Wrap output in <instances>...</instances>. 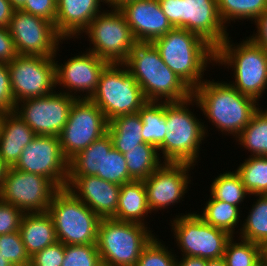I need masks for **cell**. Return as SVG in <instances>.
<instances>
[{"label":"cell","mask_w":267,"mask_h":266,"mask_svg":"<svg viewBox=\"0 0 267 266\" xmlns=\"http://www.w3.org/2000/svg\"><path fill=\"white\" fill-rule=\"evenodd\" d=\"M16 102L11 89L8 63L0 62V110L14 112Z\"/></svg>","instance_id":"obj_43"},{"label":"cell","mask_w":267,"mask_h":266,"mask_svg":"<svg viewBox=\"0 0 267 266\" xmlns=\"http://www.w3.org/2000/svg\"><path fill=\"white\" fill-rule=\"evenodd\" d=\"M263 259L267 264V245L263 246Z\"/></svg>","instance_id":"obj_55"},{"label":"cell","mask_w":267,"mask_h":266,"mask_svg":"<svg viewBox=\"0 0 267 266\" xmlns=\"http://www.w3.org/2000/svg\"><path fill=\"white\" fill-rule=\"evenodd\" d=\"M173 27L197 34L214 49L228 36L218 14L217 0H158Z\"/></svg>","instance_id":"obj_9"},{"label":"cell","mask_w":267,"mask_h":266,"mask_svg":"<svg viewBox=\"0 0 267 266\" xmlns=\"http://www.w3.org/2000/svg\"><path fill=\"white\" fill-rule=\"evenodd\" d=\"M144 224L114 218L101 219L97 248L103 266H136L143 248L154 237Z\"/></svg>","instance_id":"obj_6"},{"label":"cell","mask_w":267,"mask_h":266,"mask_svg":"<svg viewBox=\"0 0 267 266\" xmlns=\"http://www.w3.org/2000/svg\"><path fill=\"white\" fill-rule=\"evenodd\" d=\"M36 136L34 131L15 112H7L0 132V158L8 167L18 161L24 147Z\"/></svg>","instance_id":"obj_23"},{"label":"cell","mask_w":267,"mask_h":266,"mask_svg":"<svg viewBox=\"0 0 267 266\" xmlns=\"http://www.w3.org/2000/svg\"><path fill=\"white\" fill-rule=\"evenodd\" d=\"M66 188L101 219L116 215L121 185L98 176H68Z\"/></svg>","instance_id":"obj_21"},{"label":"cell","mask_w":267,"mask_h":266,"mask_svg":"<svg viewBox=\"0 0 267 266\" xmlns=\"http://www.w3.org/2000/svg\"><path fill=\"white\" fill-rule=\"evenodd\" d=\"M0 254L11 266H30L31 258L19 231L0 235Z\"/></svg>","instance_id":"obj_39"},{"label":"cell","mask_w":267,"mask_h":266,"mask_svg":"<svg viewBox=\"0 0 267 266\" xmlns=\"http://www.w3.org/2000/svg\"><path fill=\"white\" fill-rule=\"evenodd\" d=\"M14 9L8 0H0V27L7 28Z\"/></svg>","instance_id":"obj_47"},{"label":"cell","mask_w":267,"mask_h":266,"mask_svg":"<svg viewBox=\"0 0 267 266\" xmlns=\"http://www.w3.org/2000/svg\"><path fill=\"white\" fill-rule=\"evenodd\" d=\"M7 169H8V166L0 158V185L4 181V178H5V174L7 172Z\"/></svg>","instance_id":"obj_52"},{"label":"cell","mask_w":267,"mask_h":266,"mask_svg":"<svg viewBox=\"0 0 267 266\" xmlns=\"http://www.w3.org/2000/svg\"><path fill=\"white\" fill-rule=\"evenodd\" d=\"M155 235L143 248L136 266H177V257Z\"/></svg>","instance_id":"obj_38"},{"label":"cell","mask_w":267,"mask_h":266,"mask_svg":"<svg viewBox=\"0 0 267 266\" xmlns=\"http://www.w3.org/2000/svg\"><path fill=\"white\" fill-rule=\"evenodd\" d=\"M69 161L58 136L36 135L13 168L48 178L58 189L67 187Z\"/></svg>","instance_id":"obj_15"},{"label":"cell","mask_w":267,"mask_h":266,"mask_svg":"<svg viewBox=\"0 0 267 266\" xmlns=\"http://www.w3.org/2000/svg\"><path fill=\"white\" fill-rule=\"evenodd\" d=\"M0 266H11V264L3 258V256L0 254Z\"/></svg>","instance_id":"obj_53"},{"label":"cell","mask_w":267,"mask_h":266,"mask_svg":"<svg viewBox=\"0 0 267 266\" xmlns=\"http://www.w3.org/2000/svg\"><path fill=\"white\" fill-rule=\"evenodd\" d=\"M235 170L250 195H267V157L248 156Z\"/></svg>","instance_id":"obj_35"},{"label":"cell","mask_w":267,"mask_h":266,"mask_svg":"<svg viewBox=\"0 0 267 266\" xmlns=\"http://www.w3.org/2000/svg\"><path fill=\"white\" fill-rule=\"evenodd\" d=\"M192 95L209 120V123L224 135L236 138L249 124L253 114L259 109V102L241 94L228 82L206 79L194 90Z\"/></svg>","instance_id":"obj_1"},{"label":"cell","mask_w":267,"mask_h":266,"mask_svg":"<svg viewBox=\"0 0 267 266\" xmlns=\"http://www.w3.org/2000/svg\"><path fill=\"white\" fill-rule=\"evenodd\" d=\"M6 112L3 110H0V132H1V127H2V121L5 116Z\"/></svg>","instance_id":"obj_54"},{"label":"cell","mask_w":267,"mask_h":266,"mask_svg":"<svg viewBox=\"0 0 267 266\" xmlns=\"http://www.w3.org/2000/svg\"><path fill=\"white\" fill-rule=\"evenodd\" d=\"M124 64L147 101L178 102L192 95V90L168 68L152 43L137 42Z\"/></svg>","instance_id":"obj_3"},{"label":"cell","mask_w":267,"mask_h":266,"mask_svg":"<svg viewBox=\"0 0 267 266\" xmlns=\"http://www.w3.org/2000/svg\"><path fill=\"white\" fill-rule=\"evenodd\" d=\"M64 245L97 244L101 218L67 188L58 189L47 210Z\"/></svg>","instance_id":"obj_8"},{"label":"cell","mask_w":267,"mask_h":266,"mask_svg":"<svg viewBox=\"0 0 267 266\" xmlns=\"http://www.w3.org/2000/svg\"><path fill=\"white\" fill-rule=\"evenodd\" d=\"M254 24L257 33L253 32L249 38L267 51V9L254 21Z\"/></svg>","instance_id":"obj_46"},{"label":"cell","mask_w":267,"mask_h":266,"mask_svg":"<svg viewBox=\"0 0 267 266\" xmlns=\"http://www.w3.org/2000/svg\"><path fill=\"white\" fill-rule=\"evenodd\" d=\"M101 2L105 0H57L54 27L65 41L80 38L90 22L103 10Z\"/></svg>","instance_id":"obj_22"},{"label":"cell","mask_w":267,"mask_h":266,"mask_svg":"<svg viewBox=\"0 0 267 266\" xmlns=\"http://www.w3.org/2000/svg\"><path fill=\"white\" fill-rule=\"evenodd\" d=\"M118 207L116 215L113 217L116 220L135 222L140 224L146 223L148 214L151 215L147 203V192L144 181H131L121 185L118 199Z\"/></svg>","instance_id":"obj_25"},{"label":"cell","mask_w":267,"mask_h":266,"mask_svg":"<svg viewBox=\"0 0 267 266\" xmlns=\"http://www.w3.org/2000/svg\"><path fill=\"white\" fill-rule=\"evenodd\" d=\"M164 63L191 90L205 79L208 64H215V49L197 34L174 27L151 42Z\"/></svg>","instance_id":"obj_2"},{"label":"cell","mask_w":267,"mask_h":266,"mask_svg":"<svg viewBox=\"0 0 267 266\" xmlns=\"http://www.w3.org/2000/svg\"><path fill=\"white\" fill-rule=\"evenodd\" d=\"M58 188L46 177L8 167L0 185V200L24 213L47 212Z\"/></svg>","instance_id":"obj_12"},{"label":"cell","mask_w":267,"mask_h":266,"mask_svg":"<svg viewBox=\"0 0 267 266\" xmlns=\"http://www.w3.org/2000/svg\"><path fill=\"white\" fill-rule=\"evenodd\" d=\"M210 196L213 199L227 202L231 205L238 206L245 200L244 198L250 197V193L242 183L240 175L236 171H226L220 173L213 179L210 185Z\"/></svg>","instance_id":"obj_32"},{"label":"cell","mask_w":267,"mask_h":266,"mask_svg":"<svg viewBox=\"0 0 267 266\" xmlns=\"http://www.w3.org/2000/svg\"><path fill=\"white\" fill-rule=\"evenodd\" d=\"M59 47L54 55L56 87L60 86L63 90H60V92L76 99H90L97 88L100 74L108 62L99 58L95 53L86 50L79 55L70 57L62 64L56 58L59 54L57 52L60 51ZM77 92L81 94L79 95Z\"/></svg>","instance_id":"obj_18"},{"label":"cell","mask_w":267,"mask_h":266,"mask_svg":"<svg viewBox=\"0 0 267 266\" xmlns=\"http://www.w3.org/2000/svg\"><path fill=\"white\" fill-rule=\"evenodd\" d=\"M233 237L228 240L223 255L226 266H256L263 259V246L242 238L237 242Z\"/></svg>","instance_id":"obj_37"},{"label":"cell","mask_w":267,"mask_h":266,"mask_svg":"<svg viewBox=\"0 0 267 266\" xmlns=\"http://www.w3.org/2000/svg\"><path fill=\"white\" fill-rule=\"evenodd\" d=\"M256 266H267V264L264 259H262Z\"/></svg>","instance_id":"obj_56"},{"label":"cell","mask_w":267,"mask_h":266,"mask_svg":"<svg viewBox=\"0 0 267 266\" xmlns=\"http://www.w3.org/2000/svg\"><path fill=\"white\" fill-rule=\"evenodd\" d=\"M97 176L117 185L134 181L128 173L124 154L113 148L108 133L103 135L102 173H98Z\"/></svg>","instance_id":"obj_33"},{"label":"cell","mask_w":267,"mask_h":266,"mask_svg":"<svg viewBox=\"0 0 267 266\" xmlns=\"http://www.w3.org/2000/svg\"><path fill=\"white\" fill-rule=\"evenodd\" d=\"M20 10L55 24L57 0H27Z\"/></svg>","instance_id":"obj_44"},{"label":"cell","mask_w":267,"mask_h":266,"mask_svg":"<svg viewBox=\"0 0 267 266\" xmlns=\"http://www.w3.org/2000/svg\"><path fill=\"white\" fill-rule=\"evenodd\" d=\"M177 266H207V259L193 256H182L177 259Z\"/></svg>","instance_id":"obj_48"},{"label":"cell","mask_w":267,"mask_h":266,"mask_svg":"<svg viewBox=\"0 0 267 266\" xmlns=\"http://www.w3.org/2000/svg\"><path fill=\"white\" fill-rule=\"evenodd\" d=\"M217 8L224 25L244 19L254 22L267 9V0H217Z\"/></svg>","instance_id":"obj_34"},{"label":"cell","mask_w":267,"mask_h":266,"mask_svg":"<svg viewBox=\"0 0 267 266\" xmlns=\"http://www.w3.org/2000/svg\"><path fill=\"white\" fill-rule=\"evenodd\" d=\"M104 113L90 99H76L68 120L59 134L63 154L68 161L107 133Z\"/></svg>","instance_id":"obj_13"},{"label":"cell","mask_w":267,"mask_h":266,"mask_svg":"<svg viewBox=\"0 0 267 266\" xmlns=\"http://www.w3.org/2000/svg\"><path fill=\"white\" fill-rule=\"evenodd\" d=\"M15 102L53 93L56 88L54 57L17 55L8 63Z\"/></svg>","instance_id":"obj_16"},{"label":"cell","mask_w":267,"mask_h":266,"mask_svg":"<svg viewBox=\"0 0 267 266\" xmlns=\"http://www.w3.org/2000/svg\"><path fill=\"white\" fill-rule=\"evenodd\" d=\"M240 147L251 152L249 156L267 157V108L253 114L249 124L235 138Z\"/></svg>","instance_id":"obj_29"},{"label":"cell","mask_w":267,"mask_h":266,"mask_svg":"<svg viewBox=\"0 0 267 266\" xmlns=\"http://www.w3.org/2000/svg\"><path fill=\"white\" fill-rule=\"evenodd\" d=\"M103 136L69 160L68 176H97L102 173Z\"/></svg>","instance_id":"obj_36"},{"label":"cell","mask_w":267,"mask_h":266,"mask_svg":"<svg viewBox=\"0 0 267 266\" xmlns=\"http://www.w3.org/2000/svg\"><path fill=\"white\" fill-rule=\"evenodd\" d=\"M118 9L124 15L136 42L151 43L174 28L158 0H133Z\"/></svg>","instance_id":"obj_20"},{"label":"cell","mask_w":267,"mask_h":266,"mask_svg":"<svg viewBox=\"0 0 267 266\" xmlns=\"http://www.w3.org/2000/svg\"><path fill=\"white\" fill-rule=\"evenodd\" d=\"M160 156L158 148L148 143L128 149L124 157L130 177L135 181H144L164 162Z\"/></svg>","instance_id":"obj_28"},{"label":"cell","mask_w":267,"mask_h":266,"mask_svg":"<svg viewBox=\"0 0 267 266\" xmlns=\"http://www.w3.org/2000/svg\"><path fill=\"white\" fill-rule=\"evenodd\" d=\"M133 1V0H105V4L109 6L108 8H120L123 4Z\"/></svg>","instance_id":"obj_49"},{"label":"cell","mask_w":267,"mask_h":266,"mask_svg":"<svg viewBox=\"0 0 267 266\" xmlns=\"http://www.w3.org/2000/svg\"><path fill=\"white\" fill-rule=\"evenodd\" d=\"M256 202L251 206L246 219L240 225L236 234L244 240L267 245V195H256Z\"/></svg>","instance_id":"obj_30"},{"label":"cell","mask_w":267,"mask_h":266,"mask_svg":"<svg viewBox=\"0 0 267 266\" xmlns=\"http://www.w3.org/2000/svg\"><path fill=\"white\" fill-rule=\"evenodd\" d=\"M172 236L181 256L205 259L222 258L228 240L232 237L227 231L207 224L197 212L179 214L170 220Z\"/></svg>","instance_id":"obj_11"},{"label":"cell","mask_w":267,"mask_h":266,"mask_svg":"<svg viewBox=\"0 0 267 266\" xmlns=\"http://www.w3.org/2000/svg\"><path fill=\"white\" fill-rule=\"evenodd\" d=\"M14 10H20L27 0H8Z\"/></svg>","instance_id":"obj_51"},{"label":"cell","mask_w":267,"mask_h":266,"mask_svg":"<svg viewBox=\"0 0 267 266\" xmlns=\"http://www.w3.org/2000/svg\"><path fill=\"white\" fill-rule=\"evenodd\" d=\"M83 33L90 38V47L93 45L87 50L108 63H124L137 43L118 8L104 9Z\"/></svg>","instance_id":"obj_10"},{"label":"cell","mask_w":267,"mask_h":266,"mask_svg":"<svg viewBox=\"0 0 267 266\" xmlns=\"http://www.w3.org/2000/svg\"><path fill=\"white\" fill-rule=\"evenodd\" d=\"M24 212L0 200V235L19 231Z\"/></svg>","instance_id":"obj_42"},{"label":"cell","mask_w":267,"mask_h":266,"mask_svg":"<svg viewBox=\"0 0 267 266\" xmlns=\"http://www.w3.org/2000/svg\"><path fill=\"white\" fill-rule=\"evenodd\" d=\"M62 266H103L97 244L65 245Z\"/></svg>","instance_id":"obj_40"},{"label":"cell","mask_w":267,"mask_h":266,"mask_svg":"<svg viewBox=\"0 0 267 266\" xmlns=\"http://www.w3.org/2000/svg\"><path fill=\"white\" fill-rule=\"evenodd\" d=\"M64 254L65 245L57 241L32 256L30 266H62Z\"/></svg>","instance_id":"obj_41"},{"label":"cell","mask_w":267,"mask_h":266,"mask_svg":"<svg viewBox=\"0 0 267 266\" xmlns=\"http://www.w3.org/2000/svg\"><path fill=\"white\" fill-rule=\"evenodd\" d=\"M195 166L187 163L163 162L144 180L147 203L151 212L168 209L181 201L188 192L192 178L189 174Z\"/></svg>","instance_id":"obj_19"},{"label":"cell","mask_w":267,"mask_h":266,"mask_svg":"<svg viewBox=\"0 0 267 266\" xmlns=\"http://www.w3.org/2000/svg\"><path fill=\"white\" fill-rule=\"evenodd\" d=\"M138 113L143 124L141 135L144 143L158 148L167 133L166 102L147 101Z\"/></svg>","instance_id":"obj_27"},{"label":"cell","mask_w":267,"mask_h":266,"mask_svg":"<svg viewBox=\"0 0 267 266\" xmlns=\"http://www.w3.org/2000/svg\"><path fill=\"white\" fill-rule=\"evenodd\" d=\"M189 105H197L193 95L182 101L166 102L167 133L158 146L164 162L187 163L193 166L198 162L200 148L208 130L205 122H201L202 119L193 114Z\"/></svg>","instance_id":"obj_4"},{"label":"cell","mask_w":267,"mask_h":266,"mask_svg":"<svg viewBox=\"0 0 267 266\" xmlns=\"http://www.w3.org/2000/svg\"><path fill=\"white\" fill-rule=\"evenodd\" d=\"M90 100L109 122L120 115L138 113L147 102L140 85L124 63H108Z\"/></svg>","instance_id":"obj_7"},{"label":"cell","mask_w":267,"mask_h":266,"mask_svg":"<svg viewBox=\"0 0 267 266\" xmlns=\"http://www.w3.org/2000/svg\"><path fill=\"white\" fill-rule=\"evenodd\" d=\"M19 233L30 258L58 241L52 217L48 212L25 213Z\"/></svg>","instance_id":"obj_24"},{"label":"cell","mask_w":267,"mask_h":266,"mask_svg":"<svg viewBox=\"0 0 267 266\" xmlns=\"http://www.w3.org/2000/svg\"><path fill=\"white\" fill-rule=\"evenodd\" d=\"M207 266H226L224 258L207 259Z\"/></svg>","instance_id":"obj_50"},{"label":"cell","mask_w":267,"mask_h":266,"mask_svg":"<svg viewBox=\"0 0 267 266\" xmlns=\"http://www.w3.org/2000/svg\"><path fill=\"white\" fill-rule=\"evenodd\" d=\"M142 128L139 113L120 115L108 122L107 133L112 140L113 148L124 154L128 149L144 143L141 135Z\"/></svg>","instance_id":"obj_26"},{"label":"cell","mask_w":267,"mask_h":266,"mask_svg":"<svg viewBox=\"0 0 267 266\" xmlns=\"http://www.w3.org/2000/svg\"><path fill=\"white\" fill-rule=\"evenodd\" d=\"M204 205L202 213H197L199 217L207 224L227 231L231 236L236 234L235 228H238L242 215L238 206L213 199L211 196Z\"/></svg>","instance_id":"obj_31"},{"label":"cell","mask_w":267,"mask_h":266,"mask_svg":"<svg viewBox=\"0 0 267 266\" xmlns=\"http://www.w3.org/2000/svg\"><path fill=\"white\" fill-rule=\"evenodd\" d=\"M7 28L17 54L22 56L54 57L64 41L51 21L22 10H14Z\"/></svg>","instance_id":"obj_14"},{"label":"cell","mask_w":267,"mask_h":266,"mask_svg":"<svg viewBox=\"0 0 267 266\" xmlns=\"http://www.w3.org/2000/svg\"><path fill=\"white\" fill-rule=\"evenodd\" d=\"M231 42L227 37L215 49V65L228 66V70L232 67L235 81L229 84L241 94L261 101L267 91V51L249 37L241 43Z\"/></svg>","instance_id":"obj_5"},{"label":"cell","mask_w":267,"mask_h":266,"mask_svg":"<svg viewBox=\"0 0 267 266\" xmlns=\"http://www.w3.org/2000/svg\"><path fill=\"white\" fill-rule=\"evenodd\" d=\"M17 55L14 41L8 28L0 27V62L10 63Z\"/></svg>","instance_id":"obj_45"},{"label":"cell","mask_w":267,"mask_h":266,"mask_svg":"<svg viewBox=\"0 0 267 266\" xmlns=\"http://www.w3.org/2000/svg\"><path fill=\"white\" fill-rule=\"evenodd\" d=\"M76 98L64 92L29 98L16 103L15 113L36 135L59 136Z\"/></svg>","instance_id":"obj_17"}]
</instances>
